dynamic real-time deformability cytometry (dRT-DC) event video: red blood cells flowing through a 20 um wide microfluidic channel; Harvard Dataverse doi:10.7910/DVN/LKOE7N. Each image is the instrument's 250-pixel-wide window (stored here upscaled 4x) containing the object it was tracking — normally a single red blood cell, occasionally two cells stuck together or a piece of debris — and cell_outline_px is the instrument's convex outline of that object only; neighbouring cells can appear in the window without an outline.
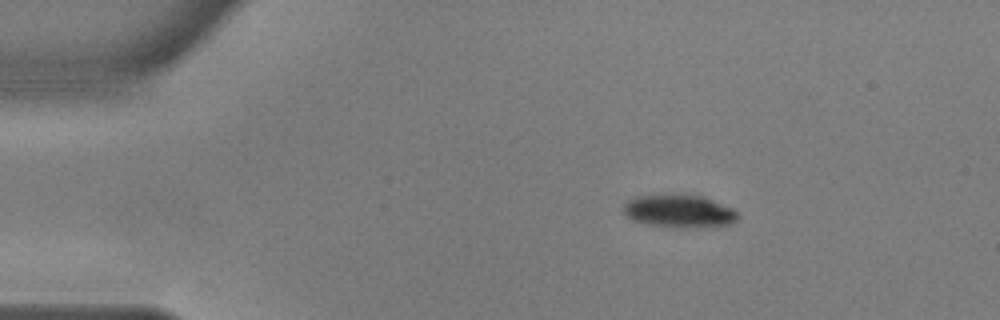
{"species": "common noctule bat (a hibernating species)", "species_latin": "Nyctalus noctula", "temperature_condition": "warm", "stored_images_in_passage": 47, "camera_frame_rate_fps": 3000, "um_per_image_px": 0.085, "animal": {"sex": "male", "body_mass_g": 17.9, "forearm_length_mm": 54.2}, "frame": {"image": 1, "passage_image": 1, "time_ms": 0.0, "image_size_px": [1000, 320], "cell_outline_px": [[740, 216], [736, 220], [728, 224], [708, 228], [672, 228], [648, 224], [632, 220], [620, 208], [628, 200], [636, 196], [704, 196], [732, 208]], "centroid_in_image_um": [57.74, 17.99], "position_along_channel_um": 27.3, "area_um2": 21.85}}
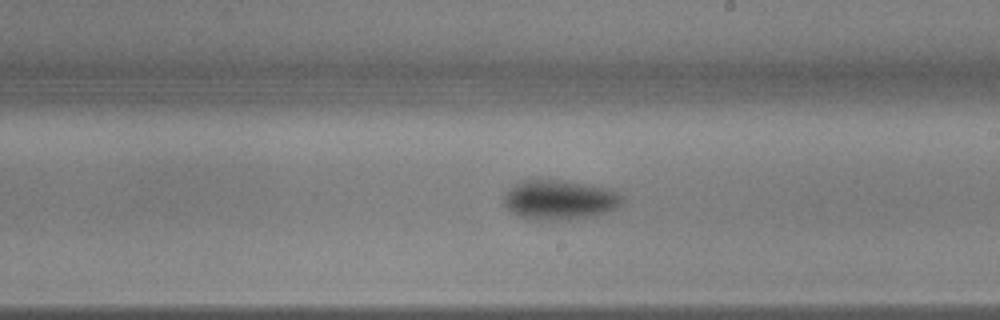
{"frame": {"image": 2, "passage_image": 24, "time_ms": 7.667, "image_size_px": [1000, 320], "cell_outline_px": [[624, 200], [616, 208], [608, 212], [588, 216], [552, 220], [532, 220], [516, 216], [504, 204], [504, 196], [520, 180], [560, 180], [608, 188], [616, 192]], "centroid_in_image_um": [47.54, 16.99], "position_along_channel_um": 241.5, "area_um2": 26.88}}
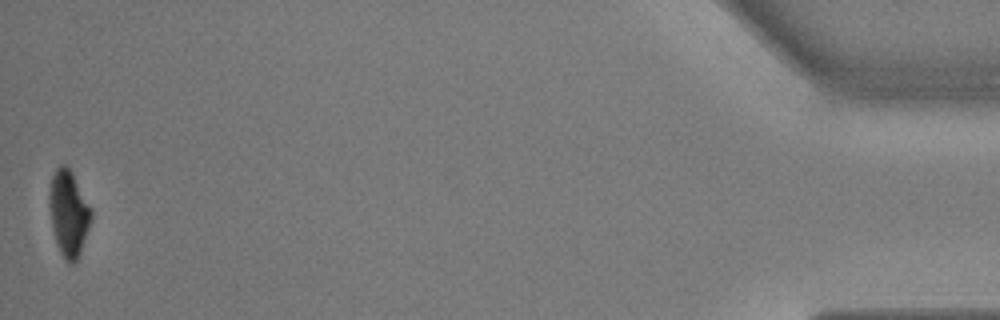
{"frame": {"image": 3, "passage_image": 47, "time_ms": 15.333, "image_size_px": [1000, 320], "cell_outline_px": [[92, 216], [80, 252], [76, 260], [72, 264], [68, 264], [64, 260], [56, 244], [52, 228], [48, 204], [48, 192], [52, 176], [56, 168], [60, 164], [64, 164], [72, 172], [92, 208]], "centroid_in_image_um": [5.81, 18.12], "position_along_channel_um": 429.4, "area_um2": 21.1}, "authors_computed_cell_mechanics": {"area_um2": 24.3916, "velocity_mm_per_s": 3.6322, "shape_relaxation_time_tau1_ms": 2.9617, "shape_relaxation_time_tau2_ms": 7.392, "deformation_change_tau1": 0.115, "deformation_change_tau2": 0.077}}